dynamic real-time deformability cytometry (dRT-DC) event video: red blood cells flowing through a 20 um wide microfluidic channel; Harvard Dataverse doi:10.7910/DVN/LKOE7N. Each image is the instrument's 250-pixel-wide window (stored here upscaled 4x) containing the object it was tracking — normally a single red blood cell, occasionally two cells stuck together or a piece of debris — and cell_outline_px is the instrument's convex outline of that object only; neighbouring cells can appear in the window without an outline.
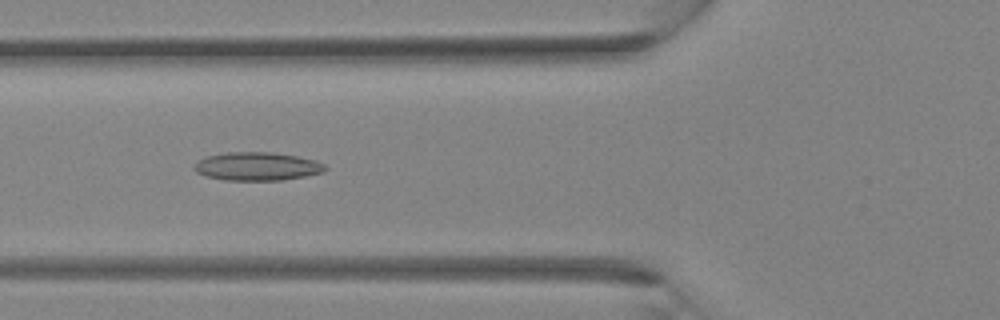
{"species": "Egyptian fruit bat (a non-hibernating species)", "species_latin": "Rousettus aegyptiacus", "temperature_condition": "room temperature", "stored_images_in_passage": 32, "camera_frame_rate_fps": 3000, "um_per_image_px": 0.085, "animal": {"sex": "female"}, "frame": {"image": 1, "passage_image": 9, "time_ms": 2.667, "image_size_px": [1000, 320], "cell_outline_px": [[328, 168], [324, 172], [304, 176], [280, 180], [224, 180], [204, 176], [196, 172], [192, 168], [200, 160], [208, 156], [228, 152], [268, 152], [296, 156], [316, 160], [324, 164]], "centroid_in_image_um": [21.86, 14.15], "position_along_channel_um": 103.9, "area_um2": 21.5}}
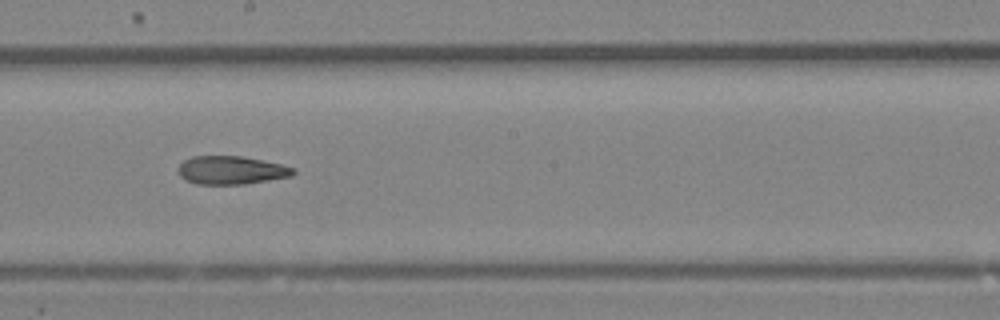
{"frame": {"image": 2, "passage_image": 16, "time_ms": 5.0, "image_size_px": [1000, 320], "cell_outline_px": [[296, 172], [292, 176], [244, 184], [196, 184], [184, 180], [180, 176], [176, 168], [184, 160], [192, 156], [240, 156], [280, 164], [296, 168]], "centroid_in_image_um": [19.62, 14.47], "position_along_channel_um": 228.6, "area_um2": 19.02}}
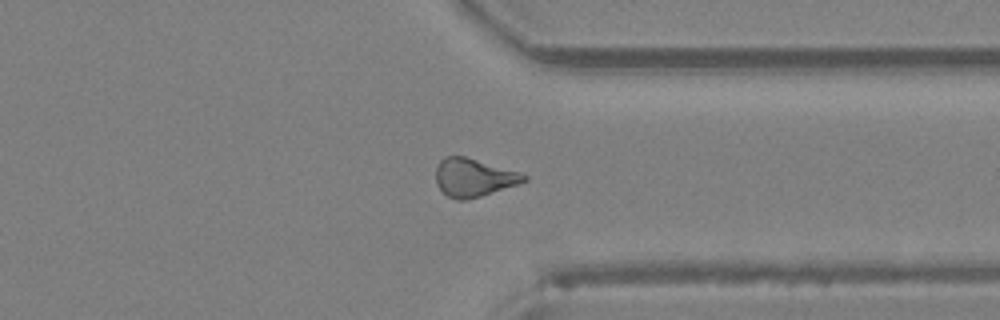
{"frame": {"image": 3, "passage_image": 24, "time_ms": 7.667, "image_size_px": [1000, 320], "cell_outline_px": [[528, 180], [468, 200], [456, 200], [448, 196], [436, 184], [436, 168], [440, 160], [444, 156], [464, 156], [520, 172], [528, 176]], "centroid_in_image_um": [40.24, 15.08], "position_along_channel_um": 371.2, "area_um2": 19.36}}